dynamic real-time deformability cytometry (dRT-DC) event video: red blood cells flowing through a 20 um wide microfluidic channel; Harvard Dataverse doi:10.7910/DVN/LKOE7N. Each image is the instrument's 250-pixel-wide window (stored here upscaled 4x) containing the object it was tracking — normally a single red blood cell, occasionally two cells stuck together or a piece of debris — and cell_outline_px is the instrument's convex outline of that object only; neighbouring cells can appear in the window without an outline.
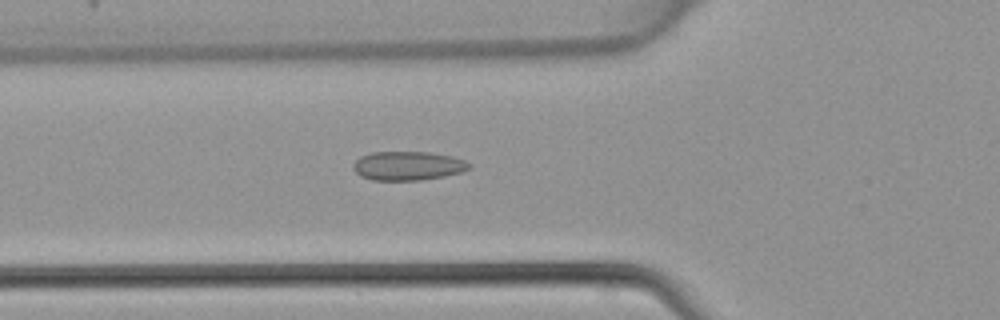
{"species": "common noctule bat (a hibernating species)", "species_latin": "Nyctalus noctula", "temperature_condition": "warm", "stored_images_in_passage": 45, "camera_frame_rate_fps": 3000, "um_per_image_px": 0.085, "animal": {"sex": "female", "body_mass_g": 22.7, "forearm_length_mm": 54.2}, "frame": {"image": 1, "passage_image": 16, "time_ms": 5.0, "image_size_px": [1000, 320], "cell_outline_px": [[472, 168], [464, 172], [444, 176], [420, 180], [372, 180], [360, 176], [352, 168], [352, 164], [360, 156], [372, 152], [428, 152], [452, 156], [464, 160], [472, 164]], "centroid_in_image_um": [34.69, 14.09], "position_along_channel_um": 91.1, "area_um2": 19.77}}
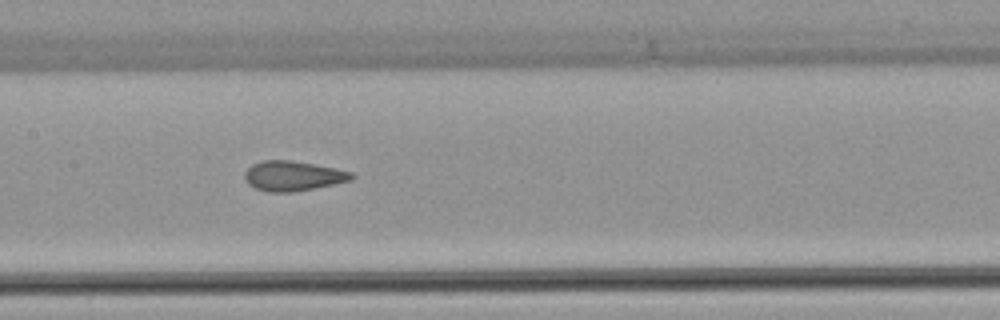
{"frame": {"image": 2, "passage_image": 22, "time_ms": 7.0, "image_size_px": [1000, 320], "cell_outline_px": [[356, 176], [352, 180], [316, 188], [292, 192], [268, 192], [256, 188], [248, 184], [244, 180], [244, 172], [252, 164], [260, 160], [292, 160], [316, 164], [336, 168], [352, 172]], "centroid_in_image_um": [24.9, 14.94], "position_along_channel_um": 182.5, "area_um2": 18.9}}
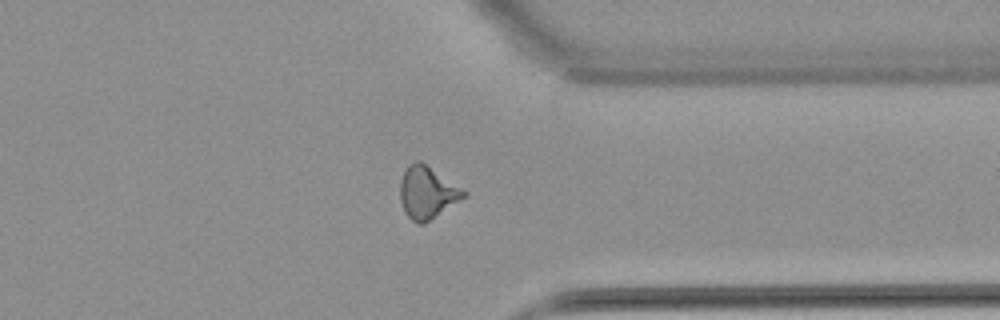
{"frame": {"image": 3, "passage_image": 35, "time_ms": 11.333, "image_size_px": [1000, 320], "cell_outline_px": [[468, 196], [424, 224], [416, 224], [404, 212], [400, 200], [400, 184], [404, 172], [408, 164], [416, 160], [420, 160], [468, 192]], "centroid_in_image_um": [36.33, 16.38], "position_along_channel_um": 375.1, "area_um2": 19.54}}